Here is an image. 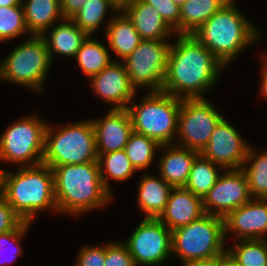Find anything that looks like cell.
<instances>
[{"mask_svg": "<svg viewBox=\"0 0 267 266\" xmlns=\"http://www.w3.org/2000/svg\"><path fill=\"white\" fill-rule=\"evenodd\" d=\"M174 41L161 91L180 99L205 98L225 66L193 35L177 34Z\"/></svg>", "mask_w": 267, "mask_h": 266, "instance_id": "1", "label": "cell"}, {"mask_svg": "<svg viewBox=\"0 0 267 266\" xmlns=\"http://www.w3.org/2000/svg\"><path fill=\"white\" fill-rule=\"evenodd\" d=\"M50 168L58 213L79 216L103 208L114 199L101 180L98 161Z\"/></svg>", "mask_w": 267, "mask_h": 266, "instance_id": "2", "label": "cell"}, {"mask_svg": "<svg viewBox=\"0 0 267 266\" xmlns=\"http://www.w3.org/2000/svg\"><path fill=\"white\" fill-rule=\"evenodd\" d=\"M0 171V194L23 221L33 223L36 215L46 209L58 213L54 175L48 165L20 167L17 172Z\"/></svg>", "mask_w": 267, "mask_h": 266, "instance_id": "3", "label": "cell"}, {"mask_svg": "<svg viewBox=\"0 0 267 266\" xmlns=\"http://www.w3.org/2000/svg\"><path fill=\"white\" fill-rule=\"evenodd\" d=\"M235 2L231 0L192 34L225 67L263 38L258 26L243 15Z\"/></svg>", "mask_w": 267, "mask_h": 266, "instance_id": "4", "label": "cell"}, {"mask_svg": "<svg viewBox=\"0 0 267 266\" xmlns=\"http://www.w3.org/2000/svg\"><path fill=\"white\" fill-rule=\"evenodd\" d=\"M144 95L142 101L135 103L132 100L127 107L133 131L161 146L174 144L181 99L163 91H147Z\"/></svg>", "mask_w": 267, "mask_h": 266, "instance_id": "5", "label": "cell"}, {"mask_svg": "<svg viewBox=\"0 0 267 266\" xmlns=\"http://www.w3.org/2000/svg\"><path fill=\"white\" fill-rule=\"evenodd\" d=\"M97 160L95 129L91 119L64 124L57 129L47 124L43 164L56 167Z\"/></svg>", "mask_w": 267, "mask_h": 266, "instance_id": "6", "label": "cell"}, {"mask_svg": "<svg viewBox=\"0 0 267 266\" xmlns=\"http://www.w3.org/2000/svg\"><path fill=\"white\" fill-rule=\"evenodd\" d=\"M51 66L44 38L29 35L0 62V80L41 94Z\"/></svg>", "mask_w": 267, "mask_h": 266, "instance_id": "7", "label": "cell"}, {"mask_svg": "<svg viewBox=\"0 0 267 266\" xmlns=\"http://www.w3.org/2000/svg\"><path fill=\"white\" fill-rule=\"evenodd\" d=\"M172 255L179 261L208 260L226 254L225 223L218 216L200 219L171 231Z\"/></svg>", "mask_w": 267, "mask_h": 266, "instance_id": "8", "label": "cell"}, {"mask_svg": "<svg viewBox=\"0 0 267 266\" xmlns=\"http://www.w3.org/2000/svg\"><path fill=\"white\" fill-rule=\"evenodd\" d=\"M11 123L0 136V161L20 167L42 164L48 123L38 114Z\"/></svg>", "mask_w": 267, "mask_h": 266, "instance_id": "9", "label": "cell"}, {"mask_svg": "<svg viewBox=\"0 0 267 266\" xmlns=\"http://www.w3.org/2000/svg\"><path fill=\"white\" fill-rule=\"evenodd\" d=\"M170 42L167 39L142 40L122 61L130 83L136 90L145 87L146 91L162 90L172 45Z\"/></svg>", "mask_w": 267, "mask_h": 266, "instance_id": "10", "label": "cell"}, {"mask_svg": "<svg viewBox=\"0 0 267 266\" xmlns=\"http://www.w3.org/2000/svg\"><path fill=\"white\" fill-rule=\"evenodd\" d=\"M222 118L206 98L181 99L175 144L201 153Z\"/></svg>", "mask_w": 267, "mask_h": 266, "instance_id": "11", "label": "cell"}, {"mask_svg": "<svg viewBox=\"0 0 267 266\" xmlns=\"http://www.w3.org/2000/svg\"><path fill=\"white\" fill-rule=\"evenodd\" d=\"M123 242L136 266H160L172 255L171 230L157 218H144Z\"/></svg>", "mask_w": 267, "mask_h": 266, "instance_id": "12", "label": "cell"}, {"mask_svg": "<svg viewBox=\"0 0 267 266\" xmlns=\"http://www.w3.org/2000/svg\"><path fill=\"white\" fill-rule=\"evenodd\" d=\"M251 199L245 172L242 169H226L202 202L205 214L224 219Z\"/></svg>", "mask_w": 267, "mask_h": 266, "instance_id": "13", "label": "cell"}, {"mask_svg": "<svg viewBox=\"0 0 267 266\" xmlns=\"http://www.w3.org/2000/svg\"><path fill=\"white\" fill-rule=\"evenodd\" d=\"M226 118H222L211 134L201 155L226 169H241L251 147Z\"/></svg>", "mask_w": 267, "mask_h": 266, "instance_id": "14", "label": "cell"}, {"mask_svg": "<svg viewBox=\"0 0 267 266\" xmlns=\"http://www.w3.org/2000/svg\"><path fill=\"white\" fill-rule=\"evenodd\" d=\"M88 80L94 93L107 104H111V109H127L137 92L130 83L123 62L116 58Z\"/></svg>", "mask_w": 267, "mask_h": 266, "instance_id": "15", "label": "cell"}, {"mask_svg": "<svg viewBox=\"0 0 267 266\" xmlns=\"http://www.w3.org/2000/svg\"><path fill=\"white\" fill-rule=\"evenodd\" d=\"M225 239L234 233L235 240H267V199H251L224 218Z\"/></svg>", "mask_w": 267, "mask_h": 266, "instance_id": "16", "label": "cell"}, {"mask_svg": "<svg viewBox=\"0 0 267 266\" xmlns=\"http://www.w3.org/2000/svg\"><path fill=\"white\" fill-rule=\"evenodd\" d=\"M104 117L91 119L96 136L97 154H106L125 149L133 132L127 109H111Z\"/></svg>", "mask_w": 267, "mask_h": 266, "instance_id": "17", "label": "cell"}, {"mask_svg": "<svg viewBox=\"0 0 267 266\" xmlns=\"http://www.w3.org/2000/svg\"><path fill=\"white\" fill-rule=\"evenodd\" d=\"M205 214L202 198L184 187L173 188L164 211L157 218L171 231L200 219Z\"/></svg>", "mask_w": 267, "mask_h": 266, "instance_id": "18", "label": "cell"}, {"mask_svg": "<svg viewBox=\"0 0 267 266\" xmlns=\"http://www.w3.org/2000/svg\"><path fill=\"white\" fill-rule=\"evenodd\" d=\"M162 150L164 153L158 160L159 176L173 188L184 187L200 153L175 143L160 146L158 151Z\"/></svg>", "mask_w": 267, "mask_h": 266, "instance_id": "19", "label": "cell"}, {"mask_svg": "<svg viewBox=\"0 0 267 266\" xmlns=\"http://www.w3.org/2000/svg\"><path fill=\"white\" fill-rule=\"evenodd\" d=\"M123 11L132 20L142 40H169L168 37L177 35L161 14L143 0H135Z\"/></svg>", "mask_w": 267, "mask_h": 266, "instance_id": "20", "label": "cell"}, {"mask_svg": "<svg viewBox=\"0 0 267 266\" xmlns=\"http://www.w3.org/2000/svg\"><path fill=\"white\" fill-rule=\"evenodd\" d=\"M51 28L41 36L46 42L52 63L56 54L74 59L83 42L89 36L71 19H63Z\"/></svg>", "mask_w": 267, "mask_h": 266, "instance_id": "21", "label": "cell"}, {"mask_svg": "<svg viewBox=\"0 0 267 266\" xmlns=\"http://www.w3.org/2000/svg\"><path fill=\"white\" fill-rule=\"evenodd\" d=\"M110 18V19H109ZM107 18L105 23L106 45L109 46L119 61L127 58L142 41L141 36L135 29L132 20L122 11H117L115 15Z\"/></svg>", "mask_w": 267, "mask_h": 266, "instance_id": "22", "label": "cell"}, {"mask_svg": "<svg viewBox=\"0 0 267 266\" xmlns=\"http://www.w3.org/2000/svg\"><path fill=\"white\" fill-rule=\"evenodd\" d=\"M144 172L138 183L137 206L144 218H158L164 211L173 187L159 175Z\"/></svg>", "mask_w": 267, "mask_h": 266, "instance_id": "23", "label": "cell"}, {"mask_svg": "<svg viewBox=\"0 0 267 266\" xmlns=\"http://www.w3.org/2000/svg\"><path fill=\"white\" fill-rule=\"evenodd\" d=\"M21 4L28 35H42L55 23L64 19L60 0H22Z\"/></svg>", "mask_w": 267, "mask_h": 266, "instance_id": "24", "label": "cell"}, {"mask_svg": "<svg viewBox=\"0 0 267 266\" xmlns=\"http://www.w3.org/2000/svg\"><path fill=\"white\" fill-rule=\"evenodd\" d=\"M231 0H186L181 5L180 35H192Z\"/></svg>", "mask_w": 267, "mask_h": 266, "instance_id": "25", "label": "cell"}, {"mask_svg": "<svg viewBox=\"0 0 267 266\" xmlns=\"http://www.w3.org/2000/svg\"><path fill=\"white\" fill-rule=\"evenodd\" d=\"M92 37V35H89L86 38L74 58L81 71L89 79L100 73L112 61L109 55L110 50L104 45L105 43Z\"/></svg>", "mask_w": 267, "mask_h": 266, "instance_id": "26", "label": "cell"}, {"mask_svg": "<svg viewBox=\"0 0 267 266\" xmlns=\"http://www.w3.org/2000/svg\"><path fill=\"white\" fill-rule=\"evenodd\" d=\"M241 169L245 172L252 199H267V149L260 153L251 145Z\"/></svg>", "mask_w": 267, "mask_h": 266, "instance_id": "27", "label": "cell"}, {"mask_svg": "<svg viewBox=\"0 0 267 266\" xmlns=\"http://www.w3.org/2000/svg\"><path fill=\"white\" fill-rule=\"evenodd\" d=\"M98 164L101 180L105 188L113 195L108 180L125 182L137 172L132 166L125 150L114 151L106 154H98Z\"/></svg>", "mask_w": 267, "mask_h": 266, "instance_id": "28", "label": "cell"}, {"mask_svg": "<svg viewBox=\"0 0 267 266\" xmlns=\"http://www.w3.org/2000/svg\"><path fill=\"white\" fill-rule=\"evenodd\" d=\"M223 168L199 154L192 165L185 189L203 199L215 185Z\"/></svg>", "mask_w": 267, "mask_h": 266, "instance_id": "29", "label": "cell"}, {"mask_svg": "<svg viewBox=\"0 0 267 266\" xmlns=\"http://www.w3.org/2000/svg\"><path fill=\"white\" fill-rule=\"evenodd\" d=\"M114 14L118 9L111 3L110 0H87L82 8L71 18V20L88 35H92L99 30L102 22L108 16V11Z\"/></svg>", "mask_w": 267, "mask_h": 266, "instance_id": "30", "label": "cell"}, {"mask_svg": "<svg viewBox=\"0 0 267 266\" xmlns=\"http://www.w3.org/2000/svg\"><path fill=\"white\" fill-rule=\"evenodd\" d=\"M226 253L238 266H267V240H233Z\"/></svg>", "mask_w": 267, "mask_h": 266, "instance_id": "31", "label": "cell"}, {"mask_svg": "<svg viewBox=\"0 0 267 266\" xmlns=\"http://www.w3.org/2000/svg\"><path fill=\"white\" fill-rule=\"evenodd\" d=\"M160 146L155 140L133 131L124 150L135 170L145 171L154 160L155 152H158Z\"/></svg>", "mask_w": 267, "mask_h": 266, "instance_id": "32", "label": "cell"}, {"mask_svg": "<svg viewBox=\"0 0 267 266\" xmlns=\"http://www.w3.org/2000/svg\"><path fill=\"white\" fill-rule=\"evenodd\" d=\"M28 33L22 5L0 7V42L23 37Z\"/></svg>", "mask_w": 267, "mask_h": 266, "instance_id": "33", "label": "cell"}, {"mask_svg": "<svg viewBox=\"0 0 267 266\" xmlns=\"http://www.w3.org/2000/svg\"><path fill=\"white\" fill-rule=\"evenodd\" d=\"M31 224L32 223L23 221L15 230L0 234V266L11 265L19 255L23 254V248L22 245H20V241ZM11 245L12 247L10 248ZM6 247L10 248H8V252Z\"/></svg>", "mask_w": 267, "mask_h": 266, "instance_id": "34", "label": "cell"}, {"mask_svg": "<svg viewBox=\"0 0 267 266\" xmlns=\"http://www.w3.org/2000/svg\"><path fill=\"white\" fill-rule=\"evenodd\" d=\"M152 8H155L166 21V23L180 35V16L181 6L175 4L172 0H143Z\"/></svg>", "mask_w": 267, "mask_h": 266, "instance_id": "35", "label": "cell"}, {"mask_svg": "<svg viewBox=\"0 0 267 266\" xmlns=\"http://www.w3.org/2000/svg\"><path fill=\"white\" fill-rule=\"evenodd\" d=\"M104 266H136L126 244L110 241L106 244Z\"/></svg>", "mask_w": 267, "mask_h": 266, "instance_id": "36", "label": "cell"}, {"mask_svg": "<svg viewBox=\"0 0 267 266\" xmlns=\"http://www.w3.org/2000/svg\"><path fill=\"white\" fill-rule=\"evenodd\" d=\"M106 243L103 246H82L74 266H104Z\"/></svg>", "mask_w": 267, "mask_h": 266, "instance_id": "37", "label": "cell"}, {"mask_svg": "<svg viewBox=\"0 0 267 266\" xmlns=\"http://www.w3.org/2000/svg\"><path fill=\"white\" fill-rule=\"evenodd\" d=\"M23 220L14 212L12 206L0 194V234L15 230Z\"/></svg>", "mask_w": 267, "mask_h": 266, "instance_id": "38", "label": "cell"}, {"mask_svg": "<svg viewBox=\"0 0 267 266\" xmlns=\"http://www.w3.org/2000/svg\"><path fill=\"white\" fill-rule=\"evenodd\" d=\"M87 0H60L61 13L64 19H71Z\"/></svg>", "mask_w": 267, "mask_h": 266, "instance_id": "39", "label": "cell"}, {"mask_svg": "<svg viewBox=\"0 0 267 266\" xmlns=\"http://www.w3.org/2000/svg\"><path fill=\"white\" fill-rule=\"evenodd\" d=\"M181 263L182 266H217V258L208 260H189Z\"/></svg>", "mask_w": 267, "mask_h": 266, "instance_id": "40", "label": "cell"}, {"mask_svg": "<svg viewBox=\"0 0 267 266\" xmlns=\"http://www.w3.org/2000/svg\"><path fill=\"white\" fill-rule=\"evenodd\" d=\"M261 82H260V95H261V97H264V98H266V100H267V70L263 67V66H261Z\"/></svg>", "mask_w": 267, "mask_h": 266, "instance_id": "41", "label": "cell"}, {"mask_svg": "<svg viewBox=\"0 0 267 266\" xmlns=\"http://www.w3.org/2000/svg\"><path fill=\"white\" fill-rule=\"evenodd\" d=\"M217 266H238V264L226 253L217 258Z\"/></svg>", "mask_w": 267, "mask_h": 266, "instance_id": "42", "label": "cell"}, {"mask_svg": "<svg viewBox=\"0 0 267 266\" xmlns=\"http://www.w3.org/2000/svg\"><path fill=\"white\" fill-rule=\"evenodd\" d=\"M111 3L118 9V11L124 10L129 4L135 0H110Z\"/></svg>", "mask_w": 267, "mask_h": 266, "instance_id": "43", "label": "cell"}, {"mask_svg": "<svg viewBox=\"0 0 267 266\" xmlns=\"http://www.w3.org/2000/svg\"><path fill=\"white\" fill-rule=\"evenodd\" d=\"M21 2L22 0H0V7H12L16 5H22Z\"/></svg>", "mask_w": 267, "mask_h": 266, "instance_id": "44", "label": "cell"}, {"mask_svg": "<svg viewBox=\"0 0 267 266\" xmlns=\"http://www.w3.org/2000/svg\"><path fill=\"white\" fill-rule=\"evenodd\" d=\"M262 65L267 70V52L265 54H262Z\"/></svg>", "mask_w": 267, "mask_h": 266, "instance_id": "45", "label": "cell"}, {"mask_svg": "<svg viewBox=\"0 0 267 266\" xmlns=\"http://www.w3.org/2000/svg\"><path fill=\"white\" fill-rule=\"evenodd\" d=\"M175 4L181 6L186 0H172Z\"/></svg>", "mask_w": 267, "mask_h": 266, "instance_id": "46", "label": "cell"}]
</instances>
